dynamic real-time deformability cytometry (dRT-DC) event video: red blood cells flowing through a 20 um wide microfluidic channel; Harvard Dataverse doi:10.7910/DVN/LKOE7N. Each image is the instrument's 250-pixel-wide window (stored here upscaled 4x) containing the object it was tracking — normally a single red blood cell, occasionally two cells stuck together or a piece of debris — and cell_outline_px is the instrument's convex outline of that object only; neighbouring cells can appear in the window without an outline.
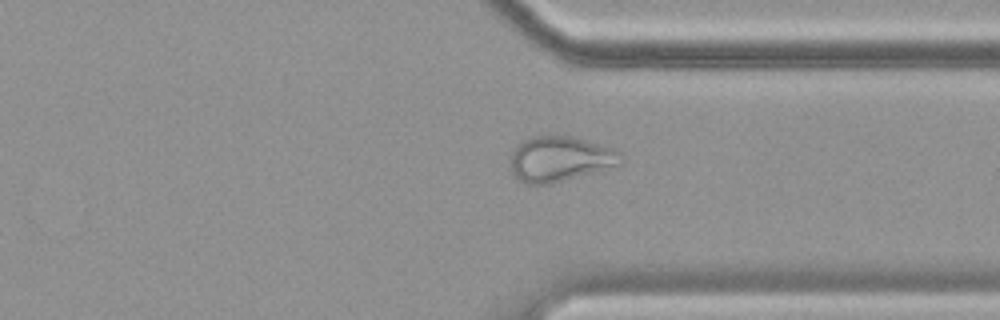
{"species": "common noctule bat (a hibernating species)", "species_latin": "Nyctalus noctula", "temperature_condition": "cold", "stored_images_in_passage": 41, "camera_frame_rate_fps": 3000, "um_per_image_px": 0.085, "animal": {"sex": "female", "body_mass_g": 19.9}, "frame": {"image": 1, "passage_image": 26, "time_ms": 8.333, "image_size_px": [1000, 320], "cell_outline_px": [[624, 164], [552, 184], [524, 184], [512, 176], [512, 152], [516, 144], [532, 136], [572, 136], [616, 148], [624, 156]], "centroid_in_image_um": [47.65, 13.52], "position_along_channel_um": 363.8, "area_um2": 29.65}}
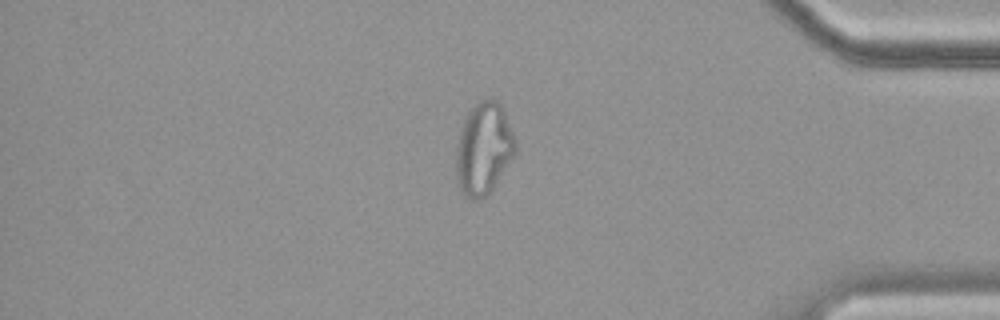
{"frame": {"image": 2, "passage_image": 31, "time_ms": 10.0, "image_size_px": [1000, 320], "cell_outline_px": [[516, 152], [488, 196], [476, 200], [472, 200], [464, 196], [456, 180], [456, 144], [464, 120], [468, 112], [480, 100], [496, 100], [504, 108], [516, 140]], "centroid_in_image_um": [41.11, 12.67], "position_along_channel_um": 394.1, "area_um2": 31.96}}